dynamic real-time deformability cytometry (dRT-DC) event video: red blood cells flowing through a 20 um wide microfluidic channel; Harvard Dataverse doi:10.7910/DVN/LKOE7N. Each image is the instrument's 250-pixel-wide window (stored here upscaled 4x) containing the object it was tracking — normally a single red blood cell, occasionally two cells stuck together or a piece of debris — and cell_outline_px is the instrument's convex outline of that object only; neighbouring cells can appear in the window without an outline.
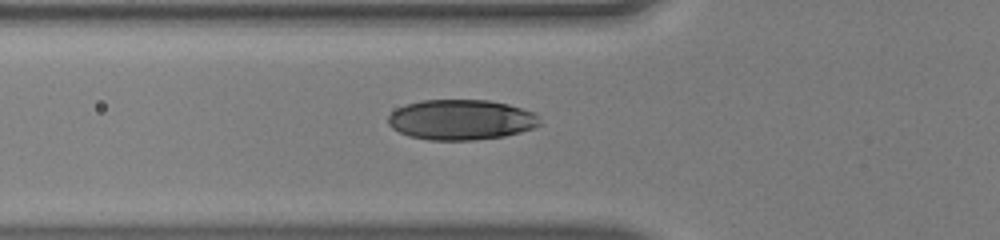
{"species": "human", "species_latin": "Homo sapiens", "temperature_condition": "warm", "stored_images_in_passage": 37, "camera_frame_rate_fps": 3000, "um_per_image_px": 0.085, "donor": {"sex": "male"}, "frame": {"image": 1, "passage_image": 10, "time_ms": 3.0, "image_size_px": [1000, 240], "cell_outline_px": [[540, 124], [532, 128], [520, 132], [504, 136], [476, 140], [428, 140], [408, 136], [392, 128], [388, 124], [388, 116], [396, 108], [404, 104], [420, 100], [488, 100], [508, 104], [536, 112]], "centroid_in_image_um": [39.16, 10.17], "position_along_channel_um": 86.6, "area_um2": 35.84}}
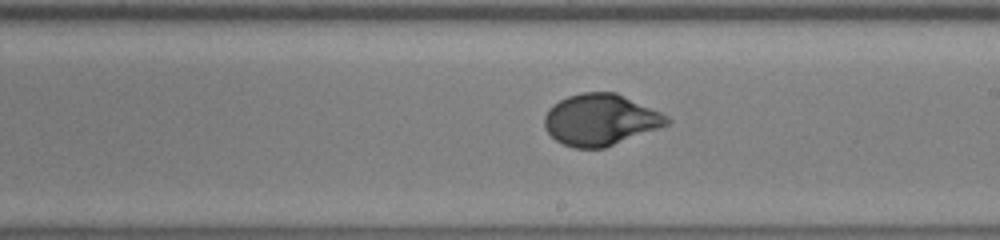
{"frame": {"image": 2, "passage_image": 21, "time_ms": 6.667, "image_size_px": [1000, 240], "cell_outline_px": [[672, 120], [668, 124], [604, 148], [576, 148], [564, 144], [556, 140], [544, 128], [544, 116], [548, 108], [560, 100], [568, 96], [584, 92], [616, 92], [660, 112], [668, 116]], "centroid_in_image_um": [51.01, 10.17], "position_along_channel_um": 238.0, "area_um2": 36.36}}
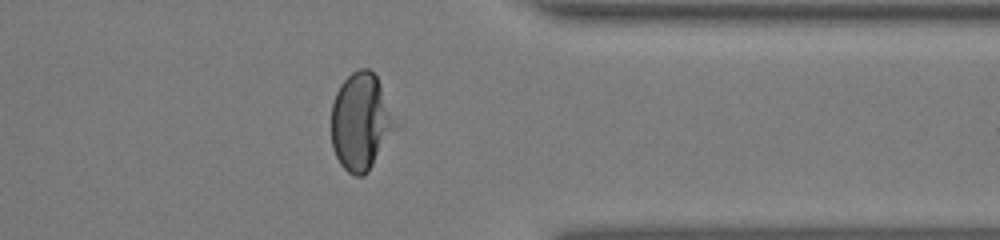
{"frame": {"image": 3, "passage_image": 32, "time_ms": 10.333, "image_size_px": [1000, 240], "cell_outline_px": [[400, 128], [368, 172], [364, 176], [356, 176], [348, 172], [340, 164], [332, 148], [332, 104], [336, 92], [340, 84], [352, 72], [360, 68], [368, 68], [376, 76], [380, 84]], "centroid_in_image_um": [30.71, 10.38], "position_along_channel_um": 380.7, "area_um2": 36.76}}